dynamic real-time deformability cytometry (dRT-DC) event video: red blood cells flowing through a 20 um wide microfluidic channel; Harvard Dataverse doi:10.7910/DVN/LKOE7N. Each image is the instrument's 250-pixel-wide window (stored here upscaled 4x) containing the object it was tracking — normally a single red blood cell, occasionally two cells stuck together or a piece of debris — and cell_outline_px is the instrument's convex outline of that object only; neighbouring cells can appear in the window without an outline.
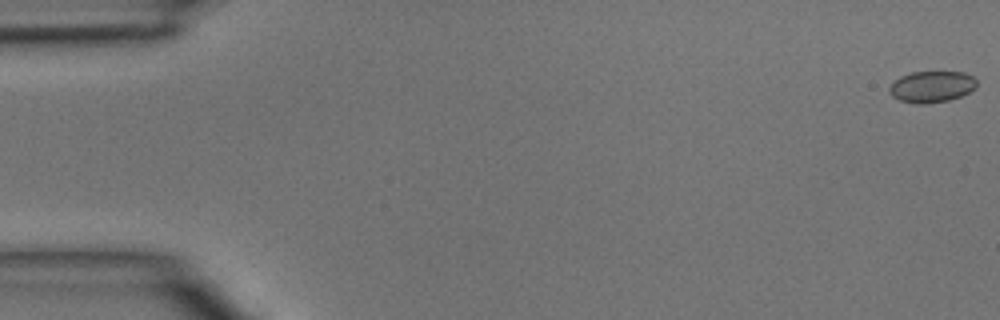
{"species": "common noctule bat (a hibernating species)", "species_latin": "Nyctalus noctula", "temperature_condition": "room temperature", "stored_images_in_passage": 48, "camera_frame_rate_fps": 3000, "um_per_image_px": 0.085, "animal": {"sex": "male", "body_mass_g": 15.6}, "frame": {"image": 1, "passage_image": 1, "time_ms": 0.0, "image_size_px": [1000, 320], "cell_outline_px": [[976, 88], [960, 96], [948, 100], [924, 104], [916, 104], [900, 100], [892, 96], [888, 92], [888, 88], [900, 76], [912, 72], [964, 72], [972, 76], [976, 80]], "centroid_in_image_um": [79.18, 7.37], "position_along_channel_um": 5.8, "area_um2": 15.9}}
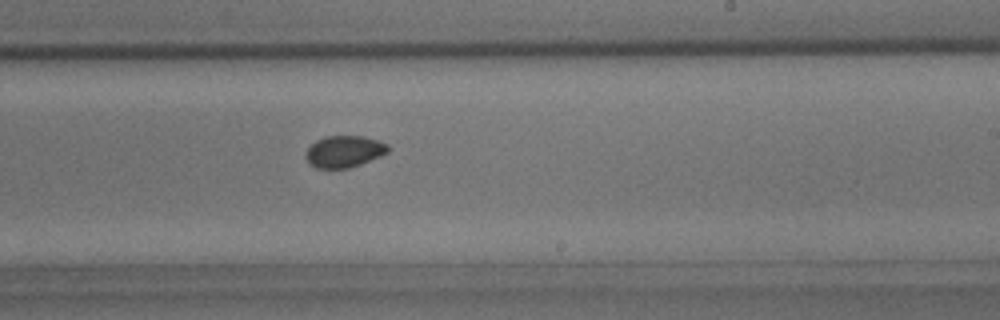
{"frame": {"image": 2, "passage_image": 29, "time_ms": 9.333, "image_size_px": [1000, 320], "cell_outline_px": [[388, 152], [380, 156], [360, 164], [348, 168], [316, 168], [308, 164], [304, 156], [304, 152], [316, 140], [324, 136], [364, 136], [388, 144]], "centroid_in_image_um": [29.2, 12.88], "position_along_channel_um": 259.8, "area_um2": 15.26}}
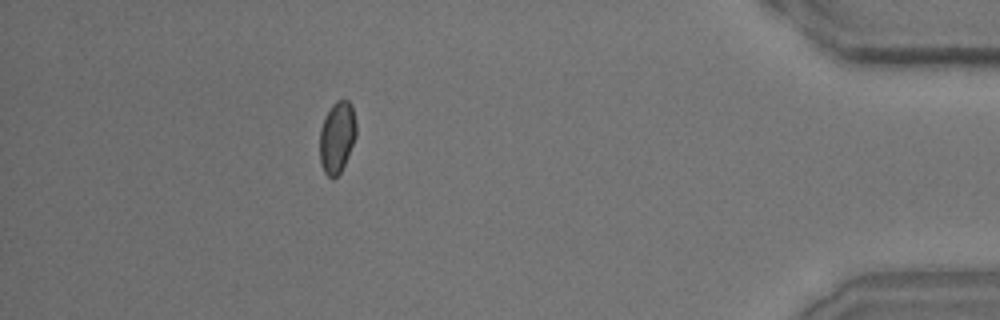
{"frame": {"image": 3, "passage_image": 43, "time_ms": 14.0, "image_size_px": [1000, 320], "cell_outline_px": [[356, 136], [348, 156], [340, 172], [332, 180], [324, 172], [320, 164], [320, 128], [332, 104], [336, 100], [348, 100], [352, 104], [356, 124]], "centroid_in_image_um": [28.65, 11.66], "position_along_channel_um": 406.6, "area_um2": 15.2}}